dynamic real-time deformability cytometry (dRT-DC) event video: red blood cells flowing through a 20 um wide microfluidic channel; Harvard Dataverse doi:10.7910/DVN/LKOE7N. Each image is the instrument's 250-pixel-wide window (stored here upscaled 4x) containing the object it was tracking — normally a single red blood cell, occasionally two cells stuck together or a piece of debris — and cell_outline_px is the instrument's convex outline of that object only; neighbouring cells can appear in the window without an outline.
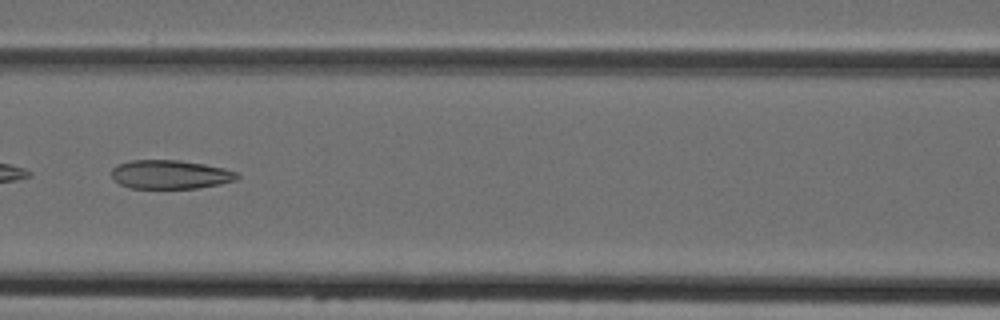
{"species": "Egyptian fruit bat (a non-hibernating species)", "species_latin": "Rousettus aegyptiacus", "temperature_condition": "cold", "stored_images_in_passage": 7, "camera_frame_rate_fps": 3000, "um_per_image_px": 0.085, "animal": {"sex": "female"}, "frame": {"image": 1, "passage_image": 7, "time_ms": 7.0, "image_size_px": [1000, 320], "cell_outline_px": [[240, 176], [236, 180], [220, 184], [200, 188], [128, 188], [120, 184], [112, 176], [112, 168], [116, 164], [132, 160], [180, 160], [204, 164], [224, 168], [236, 172]], "centroid_in_image_um": [14.47, 14.83], "position_along_channel_um": 152.1, "area_um2": 21.15}}